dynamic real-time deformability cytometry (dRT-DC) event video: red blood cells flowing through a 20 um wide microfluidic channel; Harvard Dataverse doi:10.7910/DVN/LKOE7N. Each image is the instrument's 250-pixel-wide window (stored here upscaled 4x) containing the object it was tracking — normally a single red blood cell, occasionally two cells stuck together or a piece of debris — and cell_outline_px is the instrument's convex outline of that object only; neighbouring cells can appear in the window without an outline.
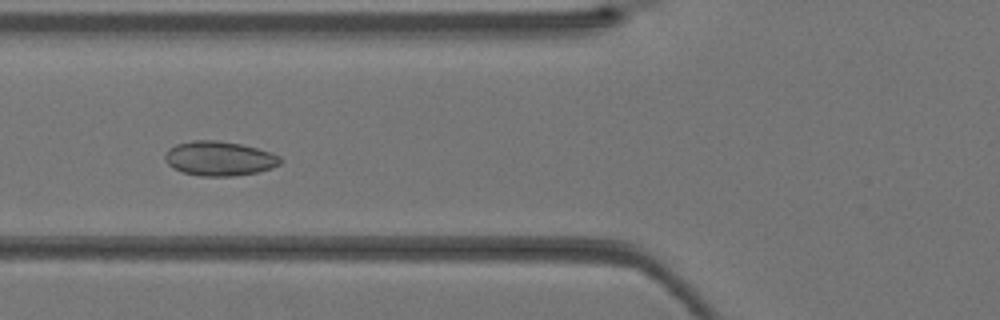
{"species": "Egyptian fruit bat (a non-hibernating species)", "species_latin": "Rousettus aegyptiacus", "temperature_condition": "warm", "stored_images_in_passage": 39, "camera_frame_rate_fps": 3000, "um_per_image_px": 0.085, "animal": {"sex": "female"}, "frame": {"image": 1, "passage_image": 15, "time_ms": 4.667, "image_size_px": [1000, 320], "cell_outline_px": [[280, 164], [272, 168], [260, 172], [232, 176], [200, 176], [184, 172], [172, 168], [168, 164], [164, 156], [168, 148], [176, 144], [192, 140], [216, 140], [240, 144], [256, 148], [280, 156]], "centroid_in_image_um": [18.62, 13.47], "position_along_channel_um": 107.2, "area_um2": 23.12}}
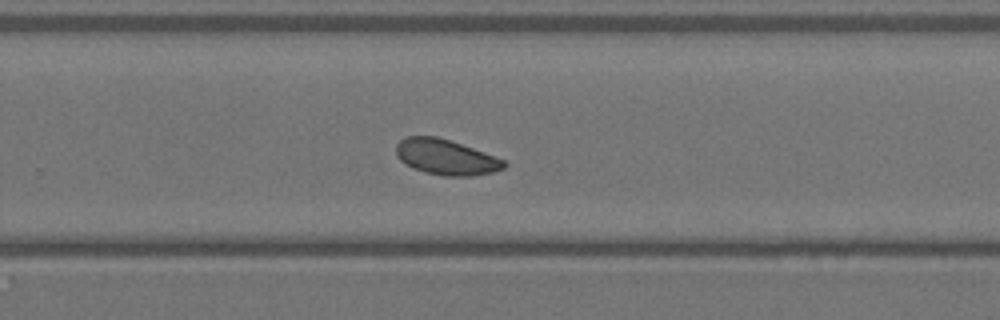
{"frame": {"image": 2, "passage_image": 26, "time_ms": 8.333, "image_size_px": [1000, 320], "cell_outline_px": [[508, 164], [504, 168], [492, 172], [472, 176], [444, 176], [424, 172], [412, 168], [404, 164], [396, 156], [396, 144], [404, 136], [436, 136], [472, 148], [504, 160]], "centroid_in_image_um": [37.85, 13.36], "position_along_channel_um": 292.0, "area_um2": 22.25}}
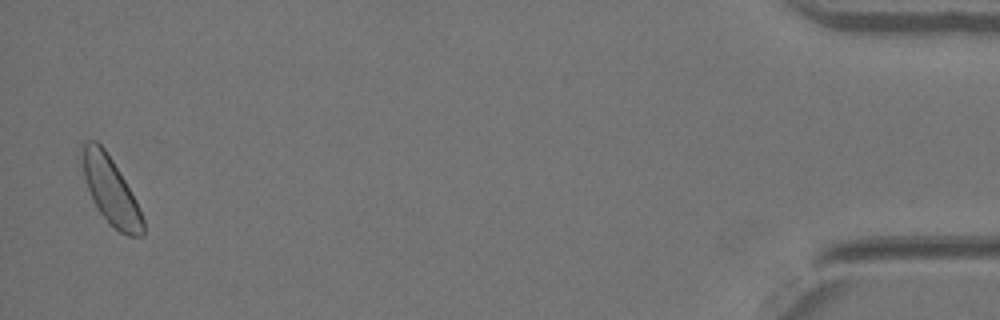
{"frame": {"image": 3, "passage_image": 39, "time_ms": 12.667, "image_size_px": [1000, 320], "cell_outline_px": [[144, 236], [128, 236], [120, 232], [108, 224], [92, 200], [84, 176], [80, 148], [88, 140], [96, 140], [104, 148], [112, 160], [136, 200], [140, 208], [144, 220]], "centroid_in_image_um": [9.41, 16.23], "position_along_channel_um": 425.8, "area_um2": 23.7}}